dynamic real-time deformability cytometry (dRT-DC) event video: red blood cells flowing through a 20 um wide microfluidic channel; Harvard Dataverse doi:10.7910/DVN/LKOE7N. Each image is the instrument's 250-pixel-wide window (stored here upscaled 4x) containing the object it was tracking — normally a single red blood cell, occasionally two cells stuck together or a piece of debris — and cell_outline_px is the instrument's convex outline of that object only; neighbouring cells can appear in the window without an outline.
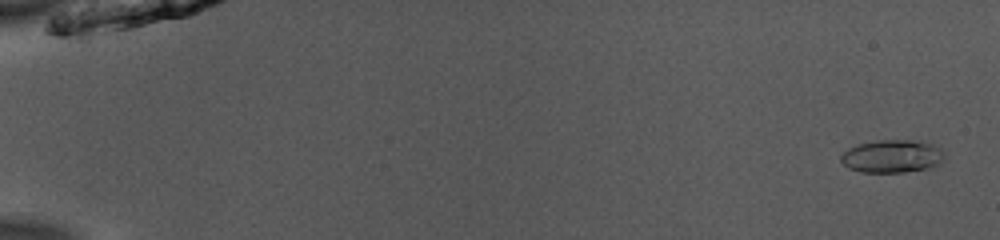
{"species": "common noctule bat (a hibernating species)", "species_latin": "Nyctalus noctula", "temperature_condition": "room temperature", "stored_images_in_passage": 52, "camera_frame_rate_fps": 3000, "um_per_image_px": 0.085, "animal": {"sex": "male", "body_mass_g": 13.0, "forearm_length_mm": 53.1}, "frame": {"image": 1, "passage_image": 2, "time_ms": 0.333, "image_size_px": [1000, 240], "cell_outline_px": [[944, 160], [940, 164], [932, 168], [904, 172], [860, 172], [848, 168], [840, 160], [840, 156], [848, 148], [860, 144], [880, 140], [924, 140], [944, 148]], "centroid_in_image_um": [75.91, 13.28], "position_along_channel_um": 9.1, "area_um2": 20.29}}
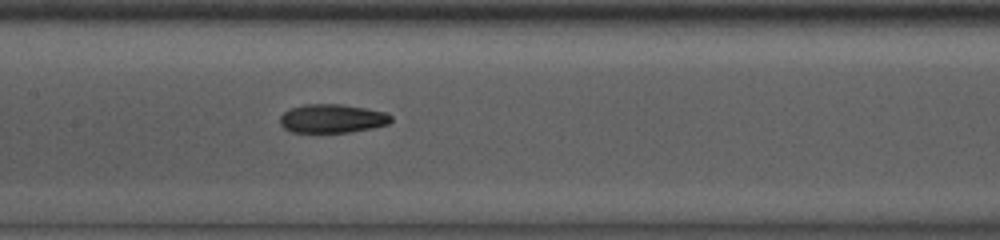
{"frame": {"image": 2, "passage_image": 27, "time_ms": 8.667, "image_size_px": [1000, 240], "cell_outline_px": [[392, 120], [388, 124], [372, 128], [348, 132], [288, 132], [280, 124], [280, 116], [284, 112], [292, 108], [304, 104], [344, 104], [368, 108], [384, 112], [392, 116]], "centroid_in_image_um": [28.23, 10.07], "position_along_channel_um": 179.2, "area_um2": 18.67}}
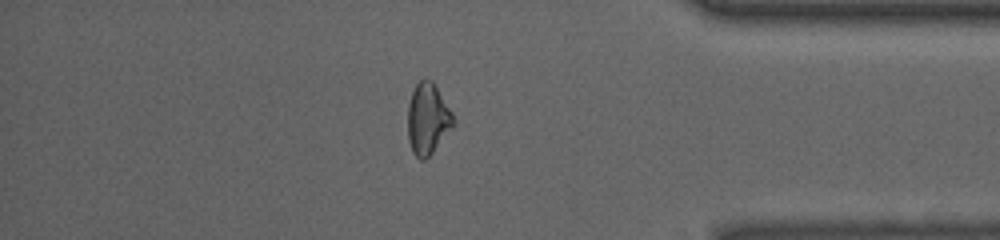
{"frame": {"image": 3, "passage_image": 45, "time_ms": 14.667, "image_size_px": [1000, 240], "cell_outline_px": [[452, 128], [432, 152], [424, 160], [420, 160], [412, 152], [408, 140], [408, 104], [412, 92], [416, 84], [420, 80], [432, 80], [452, 112]], "centroid_in_image_um": [36.33, 10.11], "position_along_channel_um": 398.9, "area_um2": 18.55}, "authors_computed_cell_mechanics": {"area_um2": 18.785, "velocity_mm_per_s": 3.9795, "shape_relaxation_time_tau1_ms": 3.286, "shape_relaxation_time_tau2_ms": 3.737, "deformation_change_tau1": 0.1509, "deformation_change_tau2": 0.1172}}